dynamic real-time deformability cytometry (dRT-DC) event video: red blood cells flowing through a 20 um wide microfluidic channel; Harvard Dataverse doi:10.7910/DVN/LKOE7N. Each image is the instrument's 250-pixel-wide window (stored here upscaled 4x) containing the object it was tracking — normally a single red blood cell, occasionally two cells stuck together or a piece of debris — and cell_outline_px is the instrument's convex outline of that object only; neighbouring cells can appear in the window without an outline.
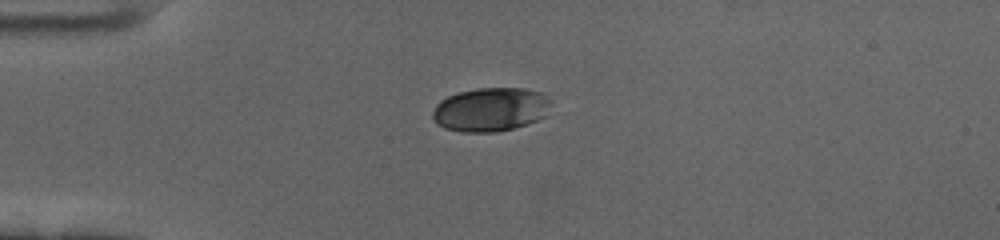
{"species": "human", "species_latin": "Homo sapiens", "temperature_condition": "cold", "stored_images_in_passage": 45, "camera_frame_rate_fps": 3000, "um_per_image_px": 0.085, "donor": {"sex": "female"}, "frame": {"image": 1, "passage_image": 1, "time_ms": 0.0, "image_size_px": [1000, 240], "cell_outline_px": [[552, 104], [544, 116], [536, 120], [512, 128], [492, 132], [464, 132], [444, 128], [436, 124], [432, 116], [432, 112], [436, 104], [440, 100], [448, 96], [460, 92], [480, 88], [524, 88], [540, 92]], "centroid_in_image_um": [41.65, 9.3], "position_along_channel_um": 43.3, "area_um2": 29.94}}
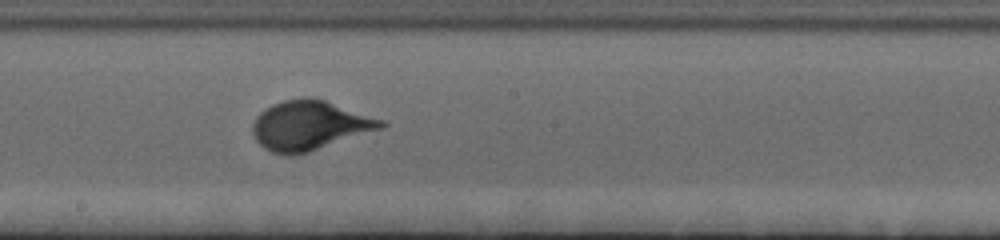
{"frame": {"image": 2, "passage_image": 19, "time_ms": 6.0, "image_size_px": [1000, 240], "cell_outline_px": [[388, 124], [384, 128], [308, 152], [292, 156], [288, 156], [272, 152], [264, 148], [256, 140], [252, 132], [252, 124], [256, 116], [264, 108], [272, 104], [284, 100], [324, 100], [384, 120]], "centroid_in_image_um": [26.31, 10.7], "position_along_channel_um": 221.9, "area_um2": 36.53}}
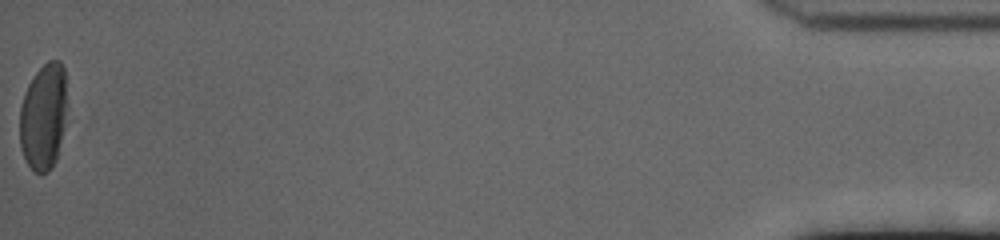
{"frame": {"image": 3, "passage_image": 45, "time_ms": 14.667, "image_size_px": [1000, 240], "cell_outline_px": [[64, 128], [56, 160], [52, 168], [48, 172], [40, 176], [28, 164], [20, 148], [20, 108], [24, 92], [28, 84], [36, 72], [48, 60], [60, 60], [64, 68]], "centroid_in_image_um": [3.66, 9.95], "position_along_channel_um": 431.5, "area_um2": 29.07}}